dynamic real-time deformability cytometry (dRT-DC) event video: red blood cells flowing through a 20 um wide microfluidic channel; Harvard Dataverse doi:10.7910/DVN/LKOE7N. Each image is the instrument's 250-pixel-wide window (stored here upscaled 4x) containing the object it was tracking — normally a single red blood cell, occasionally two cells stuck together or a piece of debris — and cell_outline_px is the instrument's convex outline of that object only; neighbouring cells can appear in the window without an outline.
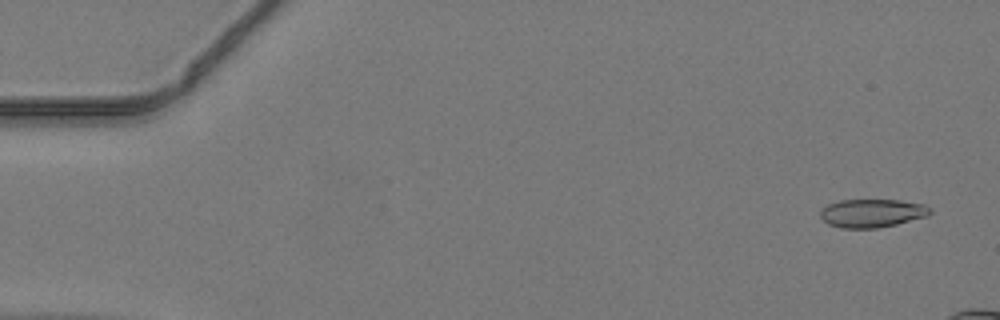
{"species": "common noctule bat (a hibernating species)", "species_latin": "Nyctalus noctula", "temperature_condition": "warm", "stored_images_in_passage": 13, "camera_frame_rate_fps": 3000, "um_per_image_px": 0.085, "animal": {"sex": "male", "body_mass_g": 19.2, "forearm_length_mm": 51.8}, "frame": {"image": 1, "passage_image": 3, "time_ms": 0.667, "image_size_px": [1000, 320], "cell_outline_px": [[932, 212], [928, 216], [896, 224], [876, 228], [840, 228], [828, 224], [820, 216], [820, 212], [828, 204], [840, 200], [900, 200], [924, 204], [932, 208]], "centroid_in_image_um": [74.15, 18.11], "position_along_channel_um": 10.8, "area_um2": 18.15}}